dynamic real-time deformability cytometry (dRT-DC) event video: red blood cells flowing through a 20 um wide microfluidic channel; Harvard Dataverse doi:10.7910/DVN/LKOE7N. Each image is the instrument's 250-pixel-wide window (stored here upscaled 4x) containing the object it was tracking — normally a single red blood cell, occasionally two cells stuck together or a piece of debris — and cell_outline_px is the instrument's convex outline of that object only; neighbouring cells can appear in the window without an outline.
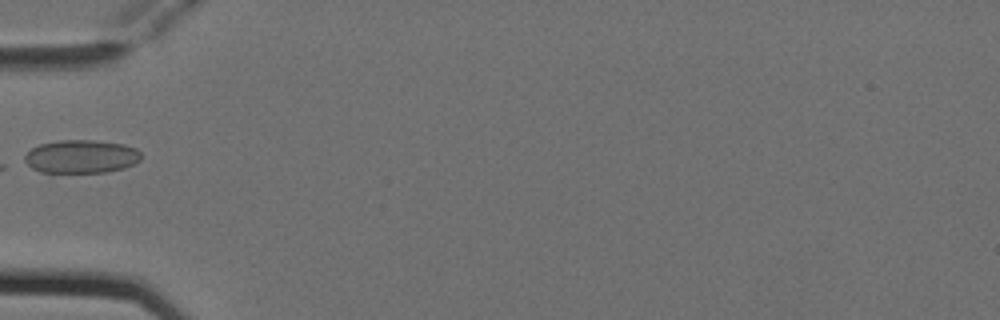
{"species": "Egyptian fruit bat (a non-hibernating species)", "species_latin": "Rousettus aegyptiacus", "temperature_condition": "cold", "stored_images_in_passage": 6, "camera_frame_rate_fps": 3000, "um_per_image_px": 0.085, "animal": {"sex": "female"}, "frame": {"image": 1, "passage_image": 5, "time_ms": 1.333, "image_size_px": [1000, 320], "cell_outline_px": [[140, 160], [124, 168], [104, 172], [40, 172], [32, 168], [24, 160], [24, 156], [32, 148], [40, 144], [60, 140], [92, 140], [124, 144], [136, 148], [140, 152]], "centroid_in_image_um": [6.9, 13.3], "position_along_channel_um": 78.1, "area_um2": 22.43}}
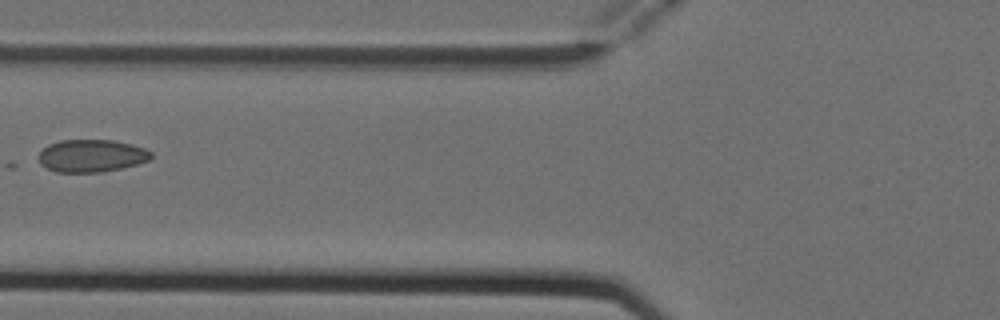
{"frame": {"image": 2, "passage_image": 6, "time_ms": 1.667, "image_size_px": [1000, 320], "cell_outline_px": [[152, 156], [148, 160], [136, 164], [120, 168], [100, 172], [56, 172], [40, 164], [40, 152], [48, 144], [60, 140], [112, 140], [132, 144], [144, 148], [152, 152]], "centroid_in_image_um": [7.78, 13.23], "position_along_channel_um": 118.0, "area_um2": 21.15}}